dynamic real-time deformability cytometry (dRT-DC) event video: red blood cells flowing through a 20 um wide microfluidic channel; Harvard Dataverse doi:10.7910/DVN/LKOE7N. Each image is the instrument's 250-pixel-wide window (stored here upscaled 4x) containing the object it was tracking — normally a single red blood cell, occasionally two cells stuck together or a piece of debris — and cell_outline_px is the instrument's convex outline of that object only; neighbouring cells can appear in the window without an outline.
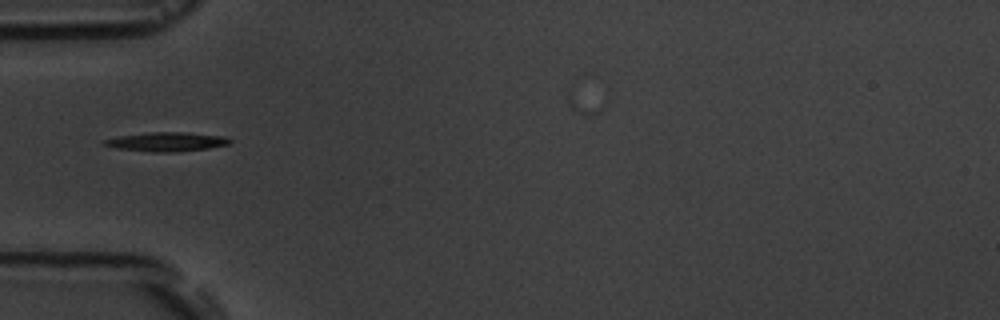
{"species": "common noctule bat (a hibernating species)", "species_latin": "Nyctalus noctula", "temperature_condition": "room temperature", "stored_images_in_passage": 8, "camera_frame_rate_fps": 3000, "um_per_image_px": 0.085, "animal": {"sex": "male", "body_mass_g": 19.5, "forearm_length_mm": 54.6}, "frame": {"image": 1, "passage_image": 6, "time_ms": 6.667, "image_size_px": [1000, 320], "cell_outline_px": [[232, 140], [228, 144], [208, 148], [176, 152], [152, 152], [116, 148], [100, 144], [104, 140], [120, 136], [152, 132], [180, 132], [228, 136]], "centroid_in_image_um": [14.18, 12.05], "position_along_channel_um": 70.8, "area_um2": 13.93}}
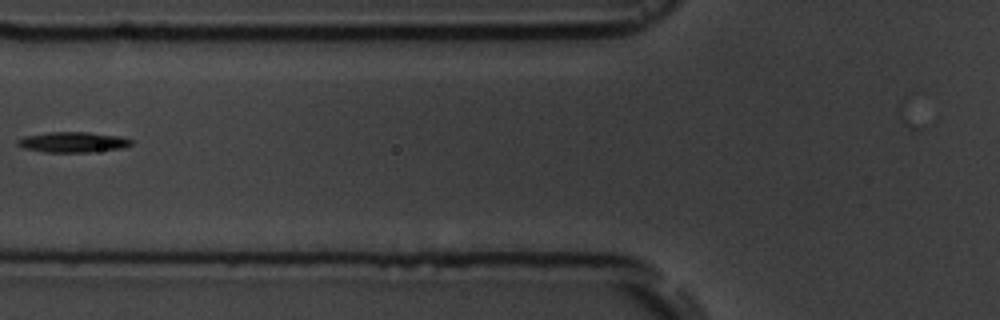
{"frame": {"image": 2, "passage_image": 7, "time_ms": 8.0, "image_size_px": [1000, 320], "cell_outline_px": [[132, 144], [120, 148], [92, 152], [44, 152], [24, 148], [16, 144], [16, 140], [24, 136], [48, 132], [88, 132], [120, 136], [132, 140]], "centroid_in_image_um": [6.16, 12.08], "position_along_channel_um": 119.6, "area_um2": 13.53}}
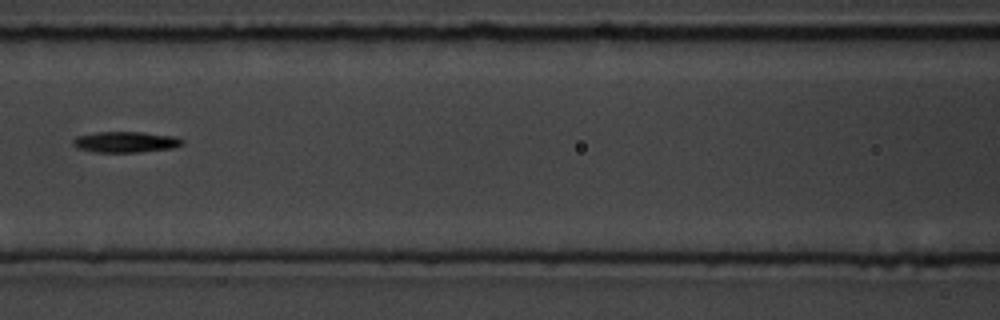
{"frame": {"image": 3, "passage_image": 8, "time_ms": 9.0, "image_size_px": [1000, 320], "cell_outline_px": [[184, 144], [172, 148], [140, 152], [96, 152], [76, 148], [72, 144], [72, 140], [76, 136], [96, 132], [140, 132], [176, 136], [184, 140]], "centroid_in_image_um": [10.67, 12.07], "position_along_channel_um": 155.9, "area_um2": 13.41}}